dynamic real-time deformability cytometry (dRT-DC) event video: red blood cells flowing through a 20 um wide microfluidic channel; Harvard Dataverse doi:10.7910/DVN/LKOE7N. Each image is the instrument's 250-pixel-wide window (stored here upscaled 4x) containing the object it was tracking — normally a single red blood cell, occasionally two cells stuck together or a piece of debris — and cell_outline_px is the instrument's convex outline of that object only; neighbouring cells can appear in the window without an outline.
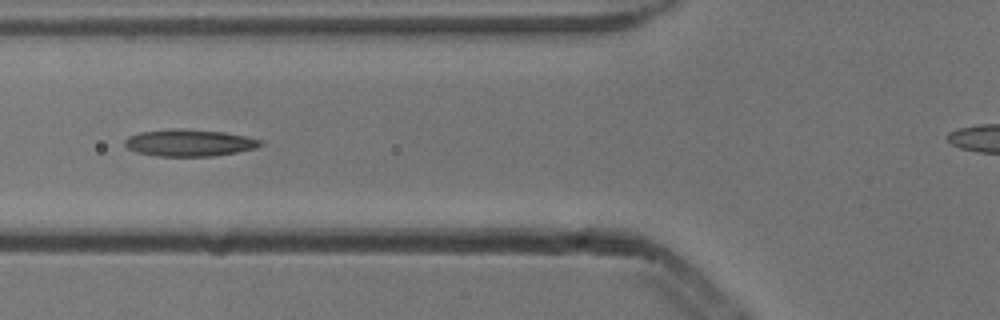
{"species": "common noctule bat (a hibernating species)", "species_latin": "Nyctalus noctula", "temperature_condition": "cold", "stored_images_in_passage": 5, "camera_frame_rate_fps": 3000, "um_per_image_px": 0.085, "animal": {"sex": "male", "body_mass_g": 13.3}, "frame": {"image": 1, "passage_image": 5, "time_ms": 1.333, "image_size_px": [1000, 320], "cell_outline_px": [[264, 144], [256, 148], [236, 152], [212, 156], [156, 156], [136, 152], [128, 148], [124, 144], [124, 140], [128, 136], [140, 132], [176, 128], [224, 132], [248, 136], [260, 140]], "centroid_in_image_um": [16.08, 12.14], "position_along_channel_um": 109.7, "area_um2": 21.27}}